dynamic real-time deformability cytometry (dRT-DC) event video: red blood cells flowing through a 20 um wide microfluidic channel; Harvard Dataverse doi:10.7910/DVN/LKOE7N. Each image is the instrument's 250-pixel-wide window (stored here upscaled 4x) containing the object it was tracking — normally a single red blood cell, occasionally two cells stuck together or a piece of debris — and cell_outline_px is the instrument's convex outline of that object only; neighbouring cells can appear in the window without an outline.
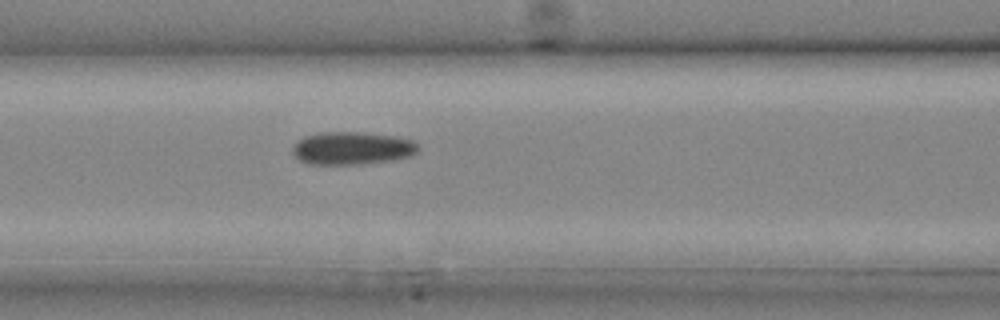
{"species": "common noctule bat (a hibernating species)", "species_latin": "Nyctalus noctula", "temperature_condition": "cold", "stored_images_in_passage": 6, "segment_of_instrument_passage": [1, 2], "camera_frame_rate_fps": 3000, "um_per_image_px": 0.085, "animal": {"sex": "male", "body_mass_g": 20.4}, "frame": {"image": 1, "passage_image": 5, "time_ms": 1.333, "image_size_px": [1000, 320], "cell_outline_px": [[420, 148], [412, 156], [392, 160], [360, 164], [308, 164], [300, 160], [292, 152], [292, 148], [304, 136], [324, 132], [356, 132], [392, 136], [412, 140]], "centroid_in_image_um": [29.93, 12.61], "position_along_channel_um": 136.7, "area_um2": 23.76}}